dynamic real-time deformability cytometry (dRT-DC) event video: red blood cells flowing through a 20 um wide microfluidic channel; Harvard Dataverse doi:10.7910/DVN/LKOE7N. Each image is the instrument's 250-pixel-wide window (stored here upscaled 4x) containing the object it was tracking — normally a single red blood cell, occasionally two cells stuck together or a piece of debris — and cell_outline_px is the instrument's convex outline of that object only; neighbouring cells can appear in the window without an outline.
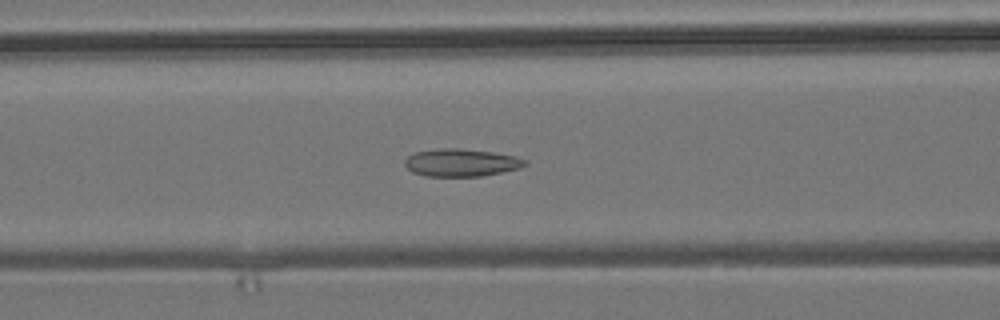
{"species": "common noctule bat (a hibernating species)", "species_latin": "Nyctalus noctula", "temperature_condition": "room temperature", "stored_images_in_passage": 53, "camera_frame_rate_fps": 3000, "um_per_image_px": 0.085, "animal": {"sex": "male", "body_mass_g": 19.2, "forearm_length_mm": 51.8}, "frame": {"image": 1, "passage_image": 21, "time_ms": 6.667, "image_size_px": [1000, 320], "cell_outline_px": [[528, 164], [520, 168], [480, 176], [424, 176], [412, 172], [404, 164], [404, 160], [412, 152], [440, 148], [460, 148], [492, 152], [516, 156], [528, 160]], "centroid_in_image_um": [39.19, 13.81], "position_along_channel_um": 127.4, "area_um2": 19.48}}
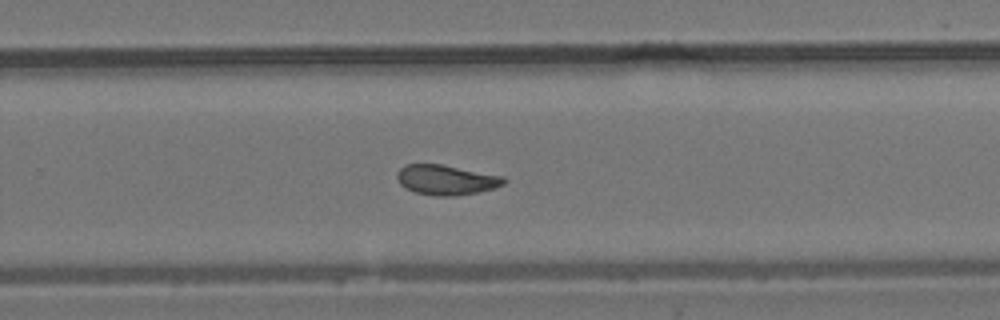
{"frame": {"image": 2, "passage_image": 34, "time_ms": 11.0, "image_size_px": [1000, 320], "cell_outline_px": [[508, 180], [504, 184], [496, 188], [476, 192], [452, 196], [436, 196], [416, 192], [400, 184], [396, 176], [396, 172], [404, 164], [440, 164], [504, 176]], "centroid_in_image_um": [37.94, 15.28], "position_along_channel_um": 291.9, "area_um2": 18.61}}
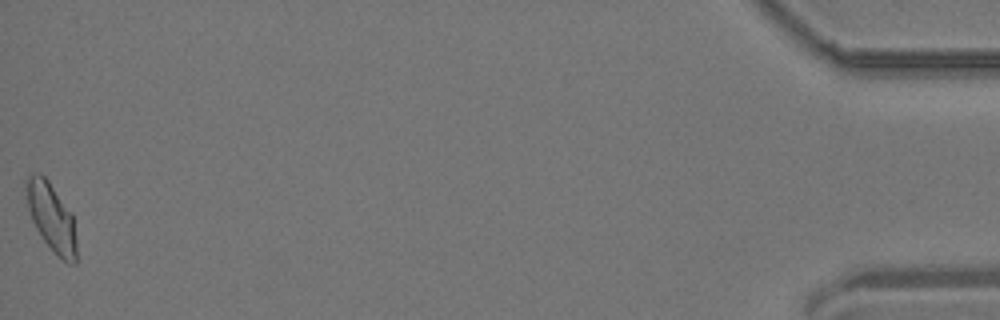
{"frame": {"image": 3, "passage_image": 53, "time_ms": 17.333, "image_size_px": [1000, 320], "cell_outline_px": [[76, 264], [68, 264], [44, 240], [36, 228], [32, 220], [28, 208], [24, 184], [24, 180], [32, 172], [40, 172], [48, 180], [72, 212], [76, 240]], "centroid_in_image_um": [4.35, 18.39], "position_along_channel_um": 430.8, "area_um2": 20.0}, "authors_computed_cell_mechanics": {"area_um2": 19.2474, "velocity_mm_per_s": 3.8042, "shape_relaxation_time_tau1_ms": null, "shape_relaxation_time_tau2_ms": 1.7892, "deformation_change_tau1": null, "deformation_change_tau2": 0.0782}}